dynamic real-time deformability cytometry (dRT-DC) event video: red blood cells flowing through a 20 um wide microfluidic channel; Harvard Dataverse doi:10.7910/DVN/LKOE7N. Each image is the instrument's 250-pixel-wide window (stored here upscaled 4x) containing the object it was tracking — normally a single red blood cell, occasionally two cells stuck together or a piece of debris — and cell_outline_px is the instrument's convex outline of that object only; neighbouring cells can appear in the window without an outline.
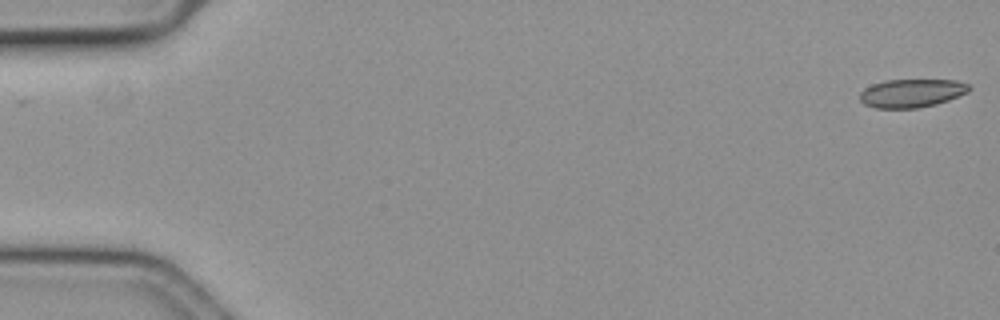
{"species": "common noctule bat (a hibernating species)", "species_latin": "Nyctalus noctula", "temperature_condition": "cold", "stored_images_in_passage": 59, "camera_frame_rate_fps": 3000, "um_per_image_px": 0.085, "animal": {"sex": "female", "body_mass_g": 19.3, "forearm_length_mm": 54.1}, "frame": {"image": 1, "passage_image": 1, "time_ms": 0.0, "image_size_px": [1000, 320], "cell_outline_px": [[972, 88], [968, 92], [948, 100], [936, 104], [916, 108], [876, 108], [864, 104], [860, 100], [860, 92], [864, 88], [872, 84], [888, 80], [956, 80], [968, 84]], "centroid_in_image_um": [77.49, 7.91], "position_along_channel_um": 7.5, "area_um2": 18.03}}
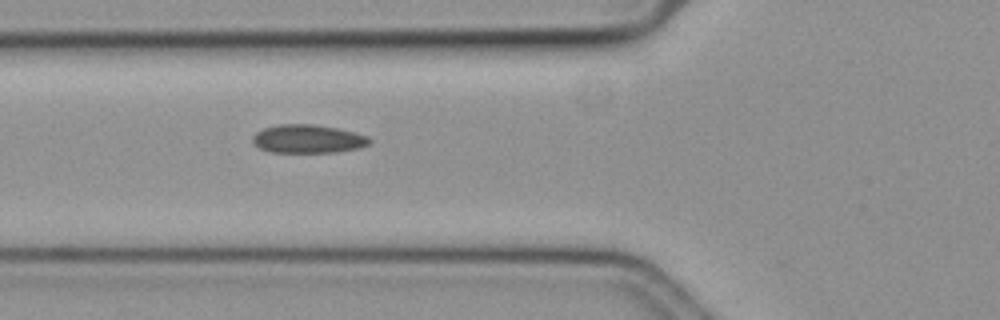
{"frame": {"image": 2, "passage_image": 22, "time_ms": 7.0, "image_size_px": [1000, 320], "cell_outline_px": [[372, 140], [368, 144], [360, 148], [336, 152], [272, 152], [260, 148], [252, 140], [252, 136], [256, 132], [264, 128], [280, 124], [312, 124], [340, 128], [356, 132], [368, 136]], "centroid_in_image_um": [26.21, 11.8], "position_along_channel_um": 99.6, "area_um2": 19.42}}
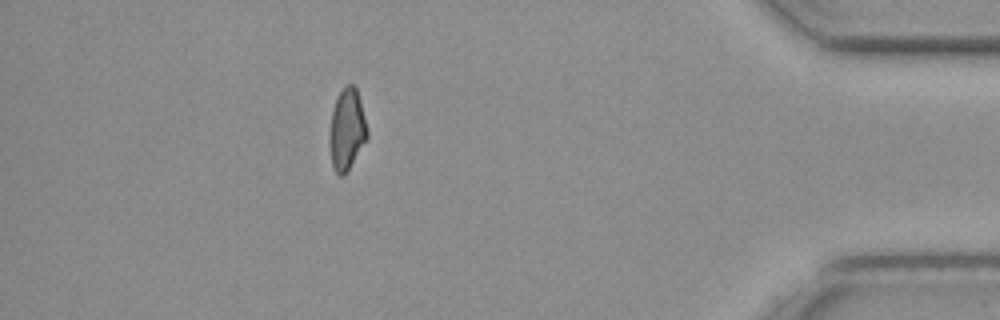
{"frame": {"image": 3, "passage_image": 52, "time_ms": 17.0, "image_size_px": [1000, 320], "cell_outline_px": [[368, 136], [344, 176], [340, 176], [332, 168], [332, 112], [336, 100], [340, 92], [348, 84], [352, 84], [356, 88], [360, 100], [368, 132]], "centroid_in_image_um": [29.52, 11.0], "position_along_channel_um": 405.7, "area_um2": 16.82}, "authors_computed_cell_mechanics": {"area_um2": 18.6116, "velocity_mm_per_s": 3.5564, "shape_relaxation_time_tau1_ms": null, "shape_relaxation_time_tau2_ms": 8.667, "deformation_change_tau1": null, "deformation_change_tau2": 0.1471}}